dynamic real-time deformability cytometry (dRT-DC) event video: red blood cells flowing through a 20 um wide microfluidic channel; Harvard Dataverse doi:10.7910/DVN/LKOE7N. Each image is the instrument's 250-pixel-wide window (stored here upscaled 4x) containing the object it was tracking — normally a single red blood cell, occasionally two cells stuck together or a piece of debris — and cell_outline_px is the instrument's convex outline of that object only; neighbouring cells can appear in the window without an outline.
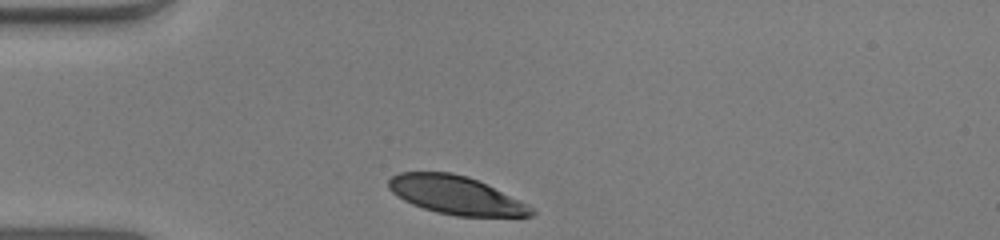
{"species": "human", "species_latin": "Homo sapiens", "temperature_condition": "warm", "stored_images_in_passage": 29, "camera_frame_rate_fps": 3000, "um_per_image_px": 0.085, "donor": {"sex": "male"}, "frame": {"image": 1, "passage_image": 1, "time_ms": 0.0, "image_size_px": [1000, 240], "cell_outline_px": [[536, 212], [532, 216], [456, 216], [436, 212], [412, 204], [396, 196], [388, 188], [388, 180], [392, 176], [400, 172], [452, 172], [468, 176], [520, 200], [528, 204]], "centroid_in_image_um": [38.73, 16.58], "position_along_channel_um": 46.3, "area_um2": 31.73}}
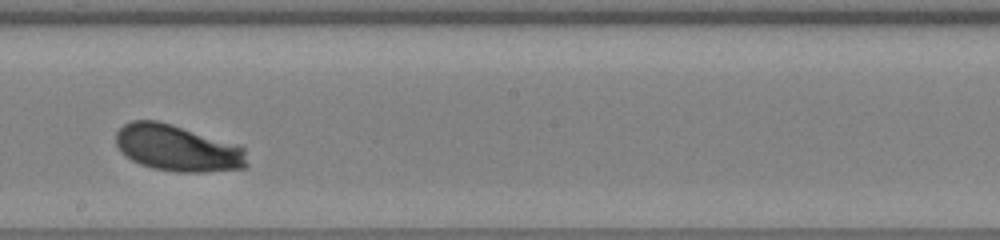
{"frame": {"image": 2, "passage_image": 17, "time_ms": 5.333, "image_size_px": [1000, 240], "cell_outline_px": [[248, 164], [244, 168], [204, 172], [176, 172], [152, 168], [140, 164], [132, 160], [116, 144], [116, 132], [124, 124], [132, 120], [156, 120], [172, 124], [240, 144], [244, 148]], "centroid_in_image_um": [15.13, 12.58], "position_along_channel_um": 233.1, "area_um2": 35.6}}
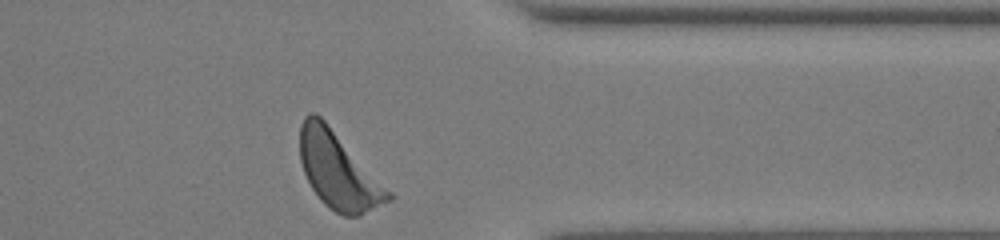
{"frame": {"image": 3, "passage_image": 29, "time_ms": 9.333, "image_size_px": [1000, 240], "cell_outline_px": [[392, 200], [360, 216], [344, 216], [328, 208], [320, 200], [312, 188], [304, 172], [300, 160], [300, 124], [304, 116], [308, 112], [316, 112], [324, 120], [392, 192]], "centroid_in_image_um": [28.75, 14.52], "position_along_channel_um": 382.6, "area_um2": 39.19}, "authors_computed_cell_mechanics": {"area_um2": 35.2002, "velocity_mm_per_s": 3.9712, "shape_relaxation_time_tau1_ms": 2.2066, "shape_relaxation_time_tau2_ms": null, "deformation_change_tau1": 0.1594, "deformation_change_tau2": null}}